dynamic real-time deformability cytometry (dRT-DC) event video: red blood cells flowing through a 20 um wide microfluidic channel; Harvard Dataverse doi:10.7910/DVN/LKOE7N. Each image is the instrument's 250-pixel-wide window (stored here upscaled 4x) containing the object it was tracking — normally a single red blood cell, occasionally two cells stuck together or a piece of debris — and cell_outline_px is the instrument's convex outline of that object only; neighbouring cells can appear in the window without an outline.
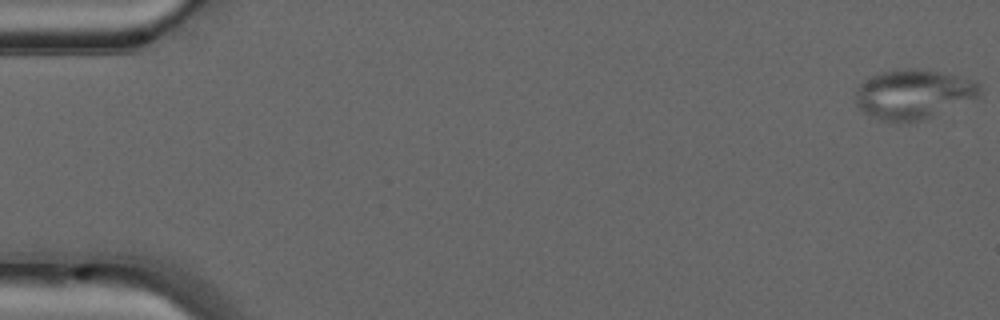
{"species": "common noctule bat (a hibernating species)", "species_latin": "Nyctalus noctula", "temperature_condition": "warm", "stored_images_in_passage": 49, "camera_frame_rate_fps": 3000, "um_per_image_px": 0.085, "animal": {"sex": "male", "forearm_length_mm": 52.5}, "frame": {"image": 1, "passage_image": 1, "time_ms": 0.0, "image_size_px": [1000, 320], "cell_outline_px": [[980, 96], [920, 120], [880, 120], [864, 112], [856, 104], [856, 92], [860, 84], [868, 76], [880, 72], [904, 68], [920, 68], [940, 72], [976, 80], [980, 84]], "centroid_in_image_um": [77.63, 7.95], "position_along_channel_um": 7.4, "area_um2": 35.32}}
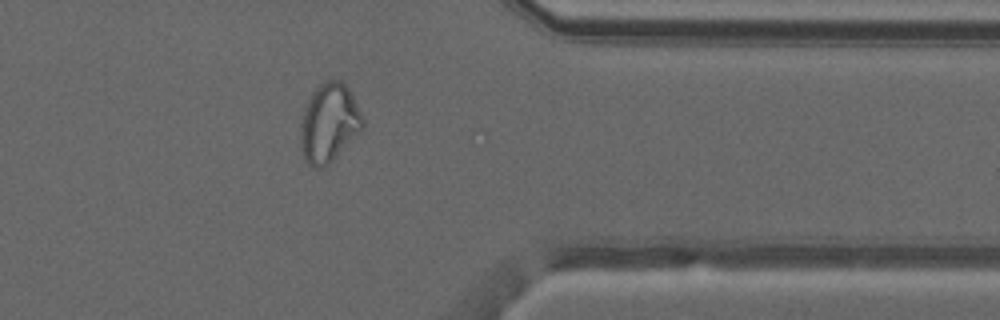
{"frame": {"image": 2, "passage_image": 40, "time_ms": 13.0, "image_size_px": [1000, 320], "cell_outline_px": [[364, 124], [360, 132], [324, 168], [312, 168], [304, 160], [300, 136], [300, 124], [304, 108], [308, 96], [320, 84], [328, 80], [340, 80], [352, 92], [364, 120]], "centroid_in_image_um": [27.95, 10.44], "position_along_channel_um": 383.4, "area_um2": 28.61}}
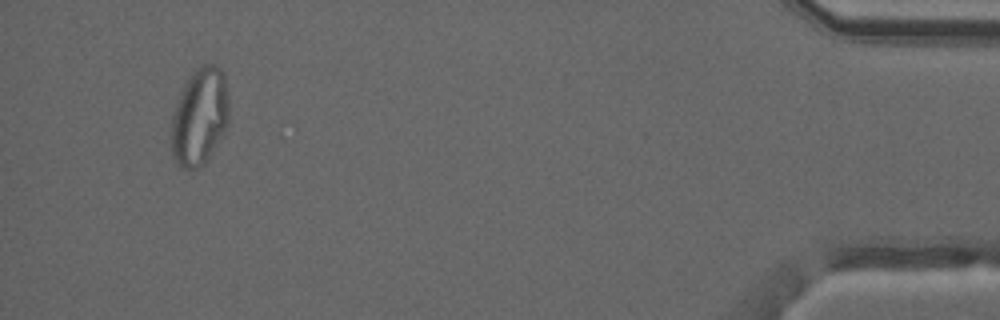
{"frame": {"image": 3, "passage_image": 47, "time_ms": 15.333, "image_size_px": [1000, 320], "cell_outline_px": [[228, 120], [224, 132], [204, 164], [196, 168], [184, 168], [172, 156], [172, 116], [176, 104], [184, 84], [192, 72], [200, 64], [216, 64], [224, 72], [228, 100]], "centroid_in_image_um": [16.98, 9.87], "position_along_channel_um": 418.2, "area_um2": 32.37}}